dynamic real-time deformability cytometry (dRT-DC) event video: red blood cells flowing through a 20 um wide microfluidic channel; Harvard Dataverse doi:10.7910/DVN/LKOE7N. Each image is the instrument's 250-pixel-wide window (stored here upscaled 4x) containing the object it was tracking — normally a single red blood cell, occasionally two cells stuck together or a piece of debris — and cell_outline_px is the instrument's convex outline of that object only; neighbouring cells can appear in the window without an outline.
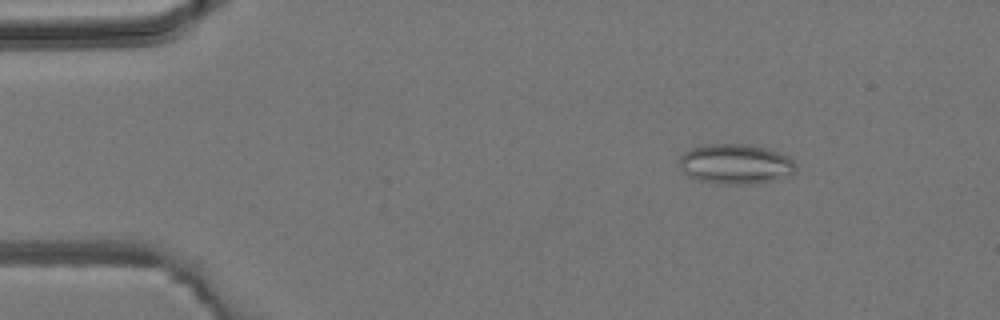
{"species": "common noctule bat (a hibernating species)", "species_latin": "Nyctalus noctula", "temperature_condition": "room temperature", "stored_images_in_passage": 3, "camera_frame_rate_fps": 3000, "um_per_image_px": 0.085, "animal": {"sex": "male", "body_mass_g": 19.2, "forearm_length_mm": 51.8}, "frame": {"image": 1, "passage_image": 2, "time_ms": 1.333, "image_size_px": [1000, 320], "cell_outline_px": [[796, 172], [776, 180], [752, 184], [716, 184], [700, 180], [688, 176], [680, 168], [680, 156], [684, 152], [692, 148], [708, 144], [748, 144], [764, 148], [788, 156], [796, 164]], "centroid_in_image_um": [62.52, 13.95], "position_along_channel_um": 22.5, "area_um2": 27.17}}